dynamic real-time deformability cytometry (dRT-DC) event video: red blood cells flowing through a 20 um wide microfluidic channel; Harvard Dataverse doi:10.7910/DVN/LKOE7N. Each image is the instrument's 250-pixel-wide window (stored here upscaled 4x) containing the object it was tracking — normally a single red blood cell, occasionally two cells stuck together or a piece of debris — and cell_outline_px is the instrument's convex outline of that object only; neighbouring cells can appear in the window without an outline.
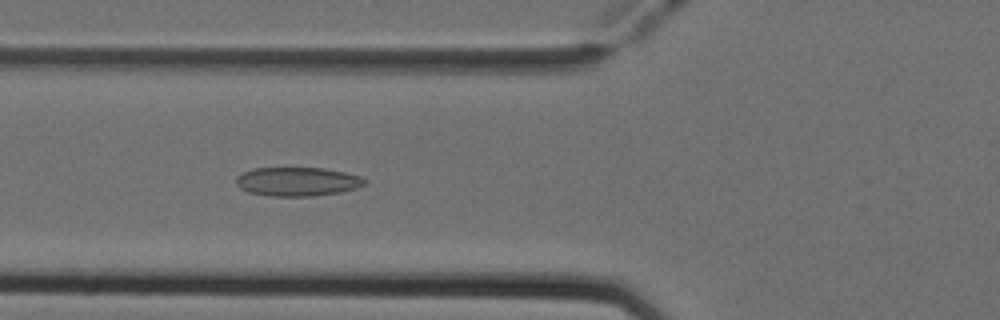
{"species": "Egyptian fruit bat (a non-hibernating species)", "species_latin": "Rousettus aegyptiacus", "temperature_condition": "cold", "stored_images_in_passage": 38, "camera_frame_rate_fps": 3000, "um_per_image_px": 0.085, "animal": {"sex": "female"}, "frame": {"image": 1, "passage_image": 8, "time_ms": 2.333, "image_size_px": [1000, 320], "cell_outline_px": [[364, 184], [356, 188], [340, 192], [312, 196], [268, 196], [248, 192], [240, 188], [236, 184], [236, 176], [252, 168], [324, 168], [344, 172], [360, 176], [364, 180]], "centroid_in_image_um": [25.23, 15.44], "position_along_channel_um": 100.6, "area_um2": 21.56}}
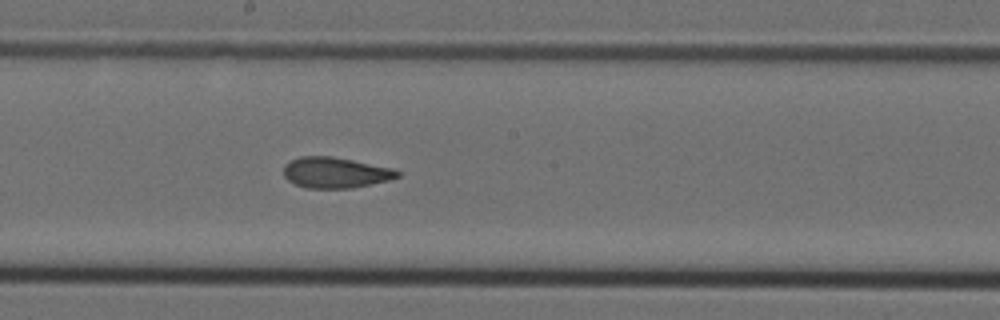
{"frame": {"image": 2, "passage_image": 17, "time_ms": 5.333, "image_size_px": [1000, 320], "cell_outline_px": [[400, 176], [388, 180], [352, 188], [308, 188], [296, 184], [288, 180], [284, 176], [284, 164], [300, 156], [332, 156], [392, 168], [400, 172]], "centroid_in_image_um": [28.49, 14.67], "position_along_channel_um": 219.7, "area_um2": 20.23}}
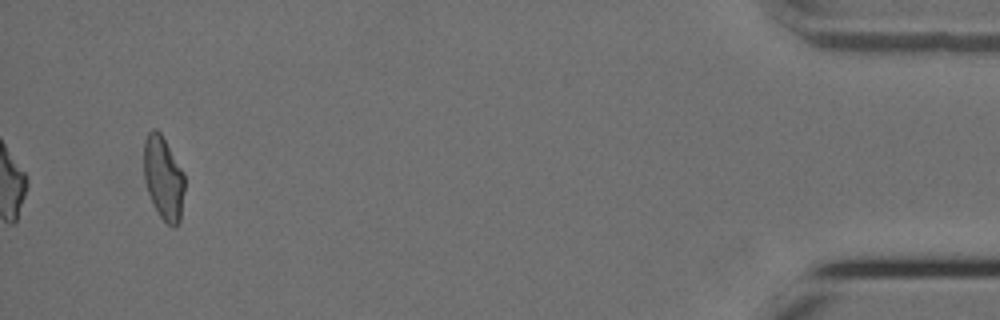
{"frame": {"image": 3, "passage_image": 38, "time_ms": 12.333, "image_size_px": [1000, 320], "cell_outline_px": [[184, 188], [180, 220], [176, 228], [168, 224], [160, 216], [152, 204], [144, 180], [144, 140], [148, 132], [152, 128], [156, 128], [160, 132], [184, 172]], "centroid_in_image_um": [13.88, 15.12], "position_along_channel_um": 421.3, "area_um2": 19.88}, "authors_computed_cell_mechanics": {"area_um2": 20.7213, "velocity_mm_per_s": 3.951, "shape_relaxation_time_tau1_ms": null, "shape_relaxation_time_tau2_ms": 1.6893, "deformation_change_tau1": null, "deformation_change_tau2": 0.0805}}